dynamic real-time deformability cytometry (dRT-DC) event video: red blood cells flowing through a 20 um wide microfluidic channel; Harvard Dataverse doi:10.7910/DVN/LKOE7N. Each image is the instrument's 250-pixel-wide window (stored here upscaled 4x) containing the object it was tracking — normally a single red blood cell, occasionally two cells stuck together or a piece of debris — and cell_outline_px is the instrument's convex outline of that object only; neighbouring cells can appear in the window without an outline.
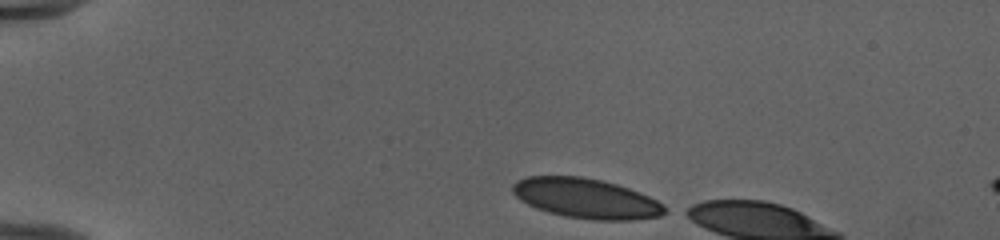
{"species": "human", "species_latin": "Homo sapiens", "temperature_condition": "cold", "stored_images_in_passage": 5, "camera_frame_rate_fps": 3000, "um_per_image_px": 0.085, "donor": {"sex": "female"}, "frame": {"image": 1, "passage_image": 1, "time_ms": 0.0, "image_size_px": [1000, 240], "cell_outline_px": [[668, 212], [660, 216], [636, 220], [592, 220], [564, 216], [548, 212], [536, 208], [520, 200], [512, 192], [512, 184], [516, 180], [528, 176], [580, 176], [600, 180], [616, 184], [628, 188], [648, 196], [664, 204]], "centroid_in_image_um": [49.81, 16.87], "position_along_channel_um": 35.2, "area_um2": 35.49}}